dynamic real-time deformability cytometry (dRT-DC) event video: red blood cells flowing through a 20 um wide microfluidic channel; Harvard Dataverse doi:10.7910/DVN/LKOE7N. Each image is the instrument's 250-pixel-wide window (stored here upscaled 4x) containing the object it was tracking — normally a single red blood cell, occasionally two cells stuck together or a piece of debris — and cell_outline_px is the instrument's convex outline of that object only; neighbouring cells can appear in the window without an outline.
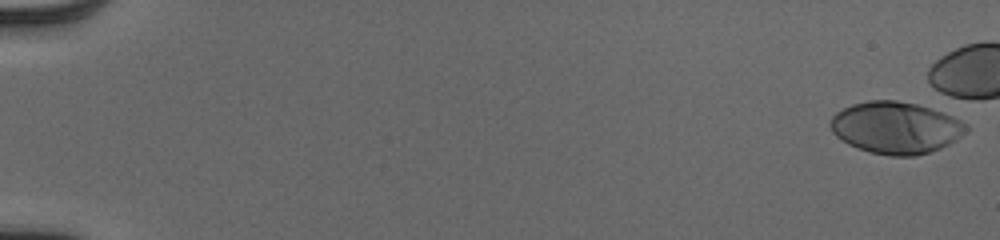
{"species": "human", "species_latin": "Homo sapiens", "temperature_condition": "cold", "stored_images_in_passage": 8, "camera_frame_rate_fps": 3000, "um_per_image_px": 0.085, "donor": {"sex": "male"}, "frame": {"image": 1, "passage_image": 1, "time_ms": 0.0, "image_size_px": [1000, 240], "cell_outline_px": [[968, 128], [960, 136], [948, 144], [940, 148], [916, 156], [888, 156], [868, 152], [848, 144], [836, 136], [832, 132], [828, 124], [832, 116], [836, 112], [852, 104], [868, 100], [896, 100], [916, 104], [932, 108], [944, 112], [968, 124]], "centroid_in_image_um": [76.11, 10.85], "position_along_channel_um": 8.9, "area_um2": 41.21}}